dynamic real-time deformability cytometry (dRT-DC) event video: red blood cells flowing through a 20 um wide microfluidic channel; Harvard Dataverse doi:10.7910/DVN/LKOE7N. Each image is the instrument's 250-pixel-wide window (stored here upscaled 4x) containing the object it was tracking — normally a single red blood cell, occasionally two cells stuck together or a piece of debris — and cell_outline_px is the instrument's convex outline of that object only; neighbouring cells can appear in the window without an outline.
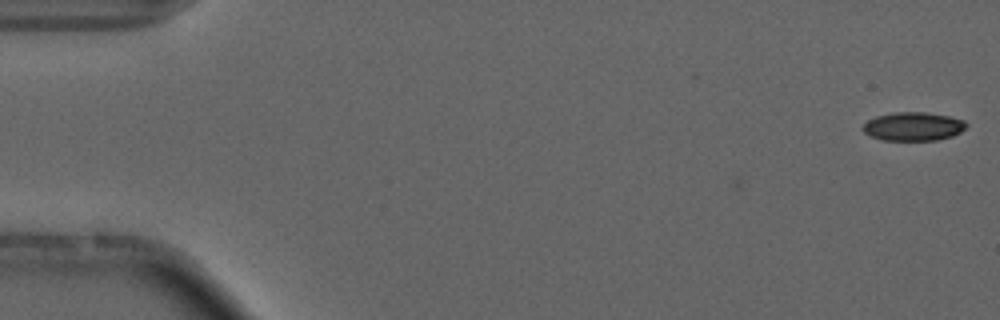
{"species": "common noctule bat (a hibernating species)", "species_latin": "Nyctalus noctula", "temperature_condition": "cold", "stored_images_in_passage": 4, "camera_frame_rate_fps": 3000, "um_per_image_px": 0.085, "animal": {"sex": "male", "forearm_length_mm": 52.5}, "frame": {"image": 1, "passage_image": 1, "time_ms": 0.0, "image_size_px": [1000, 320], "cell_outline_px": [[968, 128], [952, 136], [936, 140], [880, 140], [864, 132], [860, 128], [868, 120], [876, 116], [892, 112], [924, 112], [948, 116], [964, 120], [968, 124]], "centroid_in_image_um": [77.63, 10.74], "position_along_channel_um": 7.4, "area_um2": 17.34}}
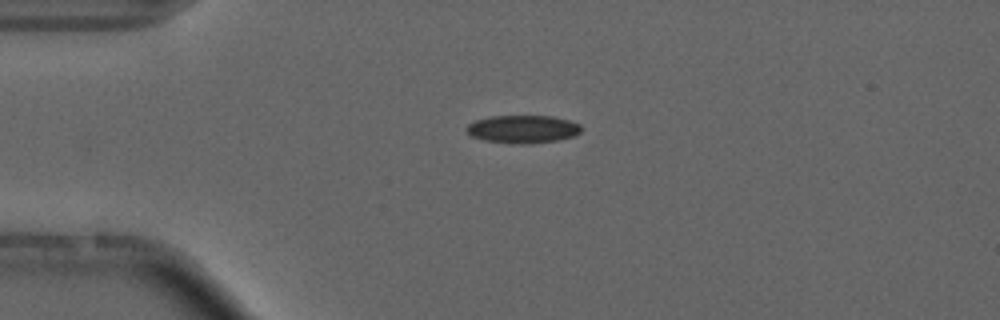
{"frame": {"image": 2, "passage_image": 4, "time_ms": 4.0, "image_size_px": [1000, 320], "cell_outline_px": [[584, 128], [580, 132], [572, 136], [556, 140], [528, 144], [512, 144], [484, 140], [468, 136], [464, 128], [468, 124], [476, 120], [488, 116], [552, 116], [568, 120], [580, 124]], "centroid_in_image_um": [44.39, 10.98], "position_along_channel_um": 40.6, "area_um2": 18.9}}